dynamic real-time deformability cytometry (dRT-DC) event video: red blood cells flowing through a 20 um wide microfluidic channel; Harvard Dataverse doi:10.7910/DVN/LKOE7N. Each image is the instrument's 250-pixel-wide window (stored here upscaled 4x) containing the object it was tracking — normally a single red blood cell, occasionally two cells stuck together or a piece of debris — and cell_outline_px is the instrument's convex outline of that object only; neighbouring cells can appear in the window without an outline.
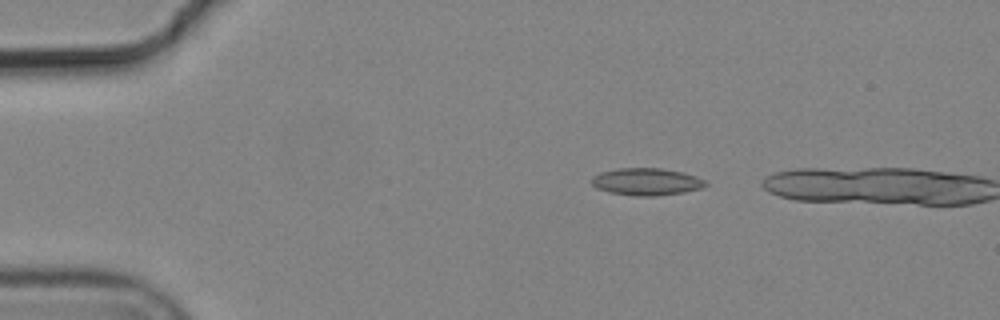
{"species": "common noctule bat (a hibernating species)", "species_latin": "Nyctalus noctula", "temperature_condition": "cold", "stored_images_in_passage": 3, "camera_frame_rate_fps": 3000, "um_per_image_px": 0.085, "animal": {"sex": "male", "body_mass_g": 19.2, "forearm_length_mm": 51.8}, "frame": {"image": 1, "passage_image": 2, "time_ms": 0.333, "image_size_px": [1000, 320], "cell_outline_px": [[708, 184], [704, 188], [684, 192], [656, 196], [636, 196], [608, 192], [596, 188], [592, 184], [592, 176], [600, 172], [616, 168], [660, 168], [684, 172], [696, 176], [704, 180]], "centroid_in_image_um": [54.96, 15.44], "position_along_channel_um": 30.0, "area_um2": 18.26}}